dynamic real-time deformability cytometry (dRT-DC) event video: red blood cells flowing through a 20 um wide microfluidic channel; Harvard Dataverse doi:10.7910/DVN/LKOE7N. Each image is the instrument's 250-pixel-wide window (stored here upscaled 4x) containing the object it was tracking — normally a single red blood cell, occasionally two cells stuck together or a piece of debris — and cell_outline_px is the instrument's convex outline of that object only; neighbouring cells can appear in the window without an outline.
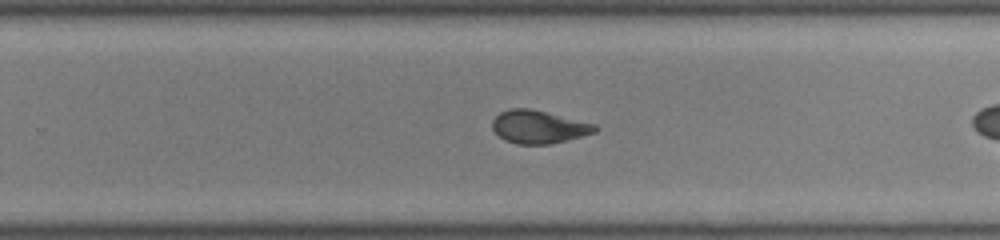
{"species": "common noctule bat (a hibernating species)", "species_latin": "Nyctalus noctula", "temperature_condition": "room temperature", "stored_images_in_passage": 26, "camera_frame_rate_fps": 3000, "um_per_image_px": 0.085, "animal": {"sex": "male", "body_mass_g": 19.0, "forearm_length_mm": 50.8}, "frame": {"image": 1, "passage_image": 18, "time_ms": 5.667, "image_size_px": [1000, 240], "cell_outline_px": [[600, 128], [596, 132], [548, 144], [516, 144], [504, 140], [492, 128], [492, 120], [500, 112], [508, 108], [528, 108], [596, 124]], "centroid_in_image_um": [45.76, 10.78], "position_along_channel_um": 284.0, "area_um2": 19.54}}
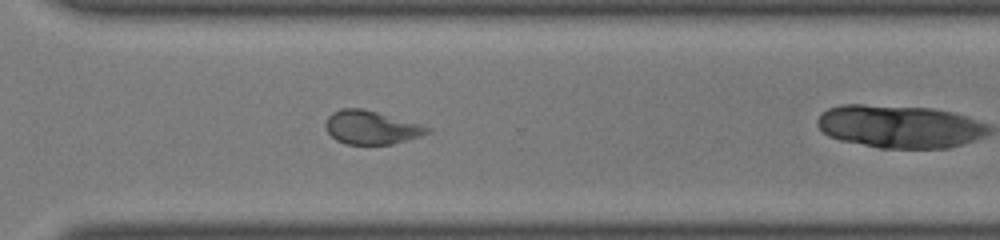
{"frame": {"image": 2, "passage_image": 22, "time_ms": 7.0, "image_size_px": [1000, 240], "cell_outline_px": [[432, 132], [420, 136], [392, 144], [344, 144], [336, 140], [328, 132], [324, 124], [328, 116], [332, 112], [340, 108], [364, 108], [424, 124], [432, 128]], "centroid_in_image_um": [31.59, 10.82], "position_along_channel_um": 339.0, "area_um2": 20.23}}